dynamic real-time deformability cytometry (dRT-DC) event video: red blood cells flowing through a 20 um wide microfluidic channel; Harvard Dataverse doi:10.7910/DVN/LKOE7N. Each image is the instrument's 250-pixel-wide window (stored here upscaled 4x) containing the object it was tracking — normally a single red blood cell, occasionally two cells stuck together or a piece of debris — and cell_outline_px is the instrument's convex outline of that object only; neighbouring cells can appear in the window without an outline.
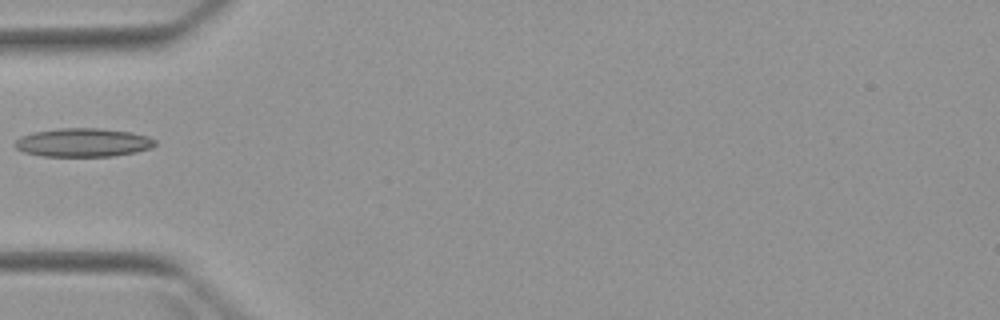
{"species": "Egyptian fruit bat (a non-hibernating species)", "species_latin": "Rousettus aegyptiacus", "temperature_condition": "warm", "stored_images_in_passage": 5, "camera_frame_rate_fps": 3000, "um_per_image_px": 0.085, "animal": {"sex": "female"}, "frame": {"image": 1, "passage_image": 5, "time_ms": 4.667, "image_size_px": [1000, 320], "cell_outline_px": [[156, 144], [152, 148], [136, 152], [112, 156], [40, 156], [24, 152], [16, 148], [12, 144], [20, 136], [32, 132], [60, 128], [100, 128], [132, 132], [148, 136], [156, 140]], "centroid_in_image_um": [7.06, 12.11], "position_along_channel_um": 77.9, "area_um2": 23.58}}